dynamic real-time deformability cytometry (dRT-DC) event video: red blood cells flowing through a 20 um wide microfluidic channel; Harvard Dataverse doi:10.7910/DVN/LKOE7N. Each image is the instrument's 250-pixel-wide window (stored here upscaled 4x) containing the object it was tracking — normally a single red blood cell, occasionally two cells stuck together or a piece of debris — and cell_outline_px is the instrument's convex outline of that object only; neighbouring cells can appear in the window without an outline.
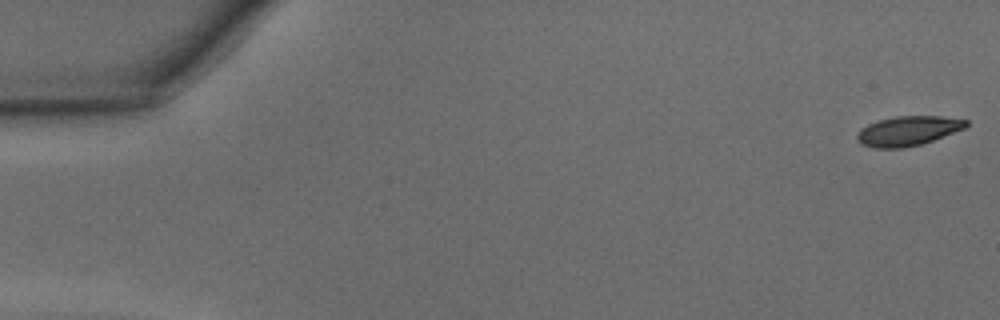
{"species": "common noctule bat (a hibernating species)", "species_latin": "Nyctalus noctula", "temperature_condition": "warm", "stored_images_in_passage": 47, "camera_frame_rate_fps": 3000, "um_per_image_px": 0.085, "animal": {"sex": "male", "body_mass_g": 15.6}, "frame": {"image": 1, "passage_image": 1, "time_ms": 0.0, "image_size_px": [1000, 320], "cell_outline_px": [[968, 124], [964, 128], [932, 140], [920, 144], [904, 148], [876, 148], [864, 144], [856, 136], [868, 124], [880, 120], [896, 116], [940, 116], [968, 120]], "centroid_in_image_um": [77.22, 11.12], "position_along_channel_um": 7.8, "area_um2": 18.26}}
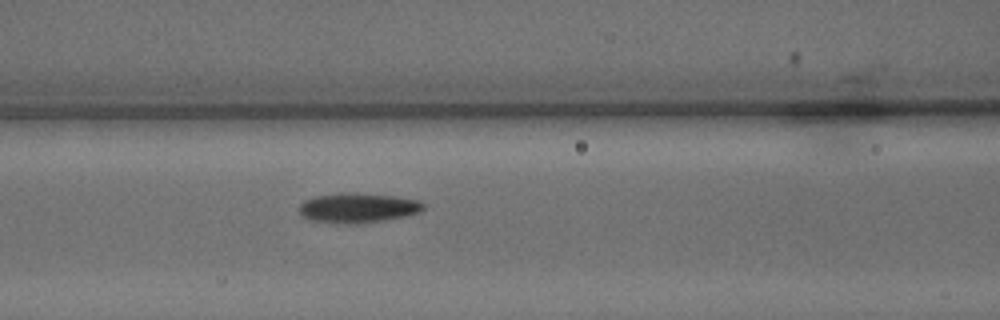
{"frame": {"image": 2, "passage_image": 20, "time_ms": 6.333, "image_size_px": [1000, 320], "cell_outline_px": [[424, 208], [420, 212], [404, 216], [384, 220], [312, 220], [304, 216], [300, 212], [300, 204], [304, 200], [316, 196], [340, 192], [396, 196], [420, 200], [424, 204]], "centroid_in_image_um": [30.49, 17.59], "position_along_channel_um": 136.1, "area_um2": 20.23}}
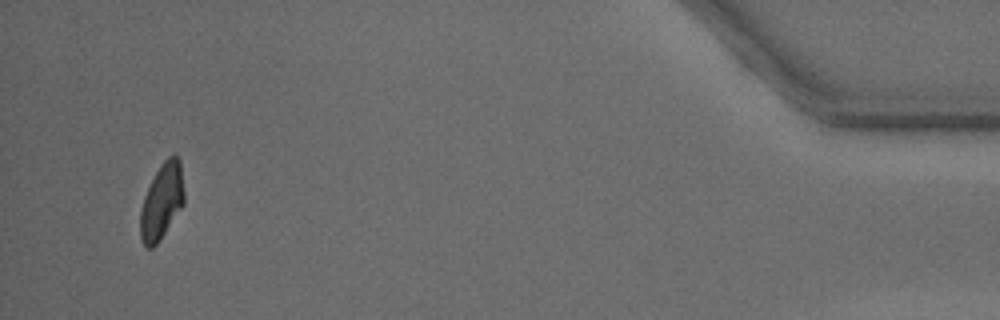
{"frame": {"image": 3, "passage_image": 45, "time_ms": 14.667, "image_size_px": [1000, 320], "cell_outline_px": [[184, 204], [160, 240], [152, 248], [148, 248], [140, 240], [140, 208], [144, 196], [160, 164], [168, 156], [176, 152], [180, 160], [184, 192]], "centroid_in_image_um": [13.76, 17.1], "position_along_channel_um": 421.4, "area_um2": 19.48}, "authors_computed_cell_mechanics": {"area_um2": 20.0566, "velocity_mm_per_s": 4.339, "shape_relaxation_time_tau1_ms": 3.0623, "shape_relaxation_time_tau2_ms": 3.2264, "deformation_change_tau1": 0.1554, "deformation_change_tau2": 0.1037}}